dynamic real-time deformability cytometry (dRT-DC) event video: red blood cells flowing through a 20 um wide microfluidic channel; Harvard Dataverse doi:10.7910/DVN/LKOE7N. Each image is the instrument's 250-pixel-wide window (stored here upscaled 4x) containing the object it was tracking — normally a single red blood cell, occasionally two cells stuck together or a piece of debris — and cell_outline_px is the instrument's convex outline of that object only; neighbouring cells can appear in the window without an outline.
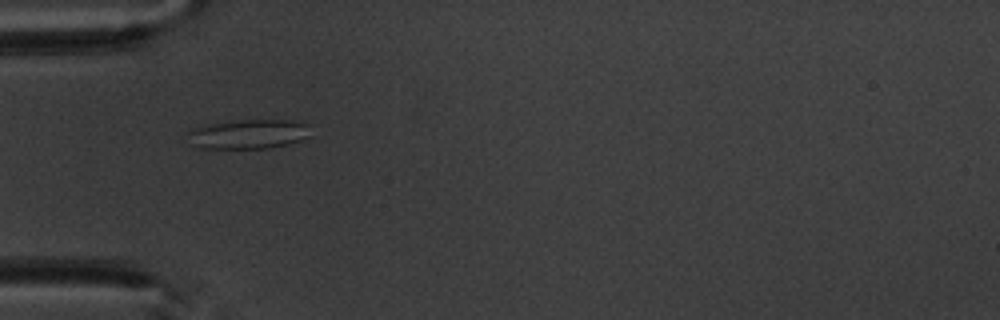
{"species": "common noctule bat (a hibernating species)", "species_latin": "Nyctalus noctula", "temperature_condition": "warm", "stored_images_in_passage": 7, "camera_frame_rate_fps": 3000, "um_per_image_px": 0.085, "animal": {"sex": "male", "body_mass_g": 20.1, "forearm_length_mm": 53.5}, "frame": {"image": 1, "passage_image": 6, "time_ms": 5.667, "image_size_px": [1000, 320], "cell_outline_px": [[312, 136], [288, 144], [272, 148], [200, 148], [192, 144], [188, 132], [204, 124], [236, 120], [288, 120], [308, 124]], "centroid_in_image_um": [21.17, 11.39], "position_along_channel_um": 63.8, "area_um2": 21.1}}
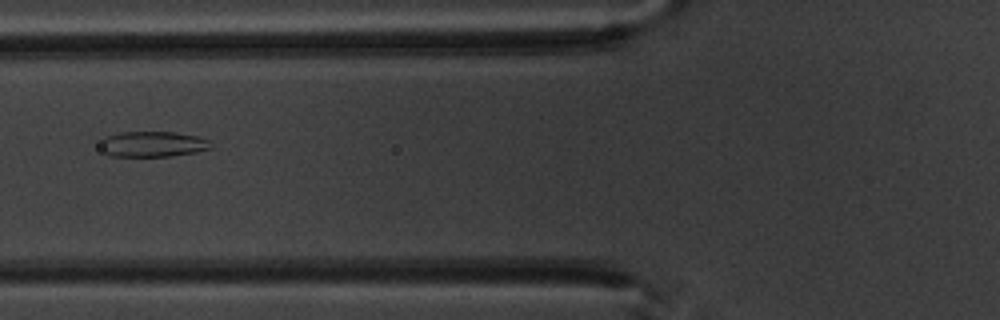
{"frame": {"image": 2, "passage_image": 7, "time_ms": 7.0, "image_size_px": [1000, 320], "cell_outline_px": [[212, 148], [196, 152], [172, 156], [108, 156], [104, 152], [104, 136], [120, 132], [176, 132], [196, 136], [208, 140]], "centroid_in_image_um": [13.02, 12.25], "position_along_channel_um": 112.8, "area_um2": 16.24}}